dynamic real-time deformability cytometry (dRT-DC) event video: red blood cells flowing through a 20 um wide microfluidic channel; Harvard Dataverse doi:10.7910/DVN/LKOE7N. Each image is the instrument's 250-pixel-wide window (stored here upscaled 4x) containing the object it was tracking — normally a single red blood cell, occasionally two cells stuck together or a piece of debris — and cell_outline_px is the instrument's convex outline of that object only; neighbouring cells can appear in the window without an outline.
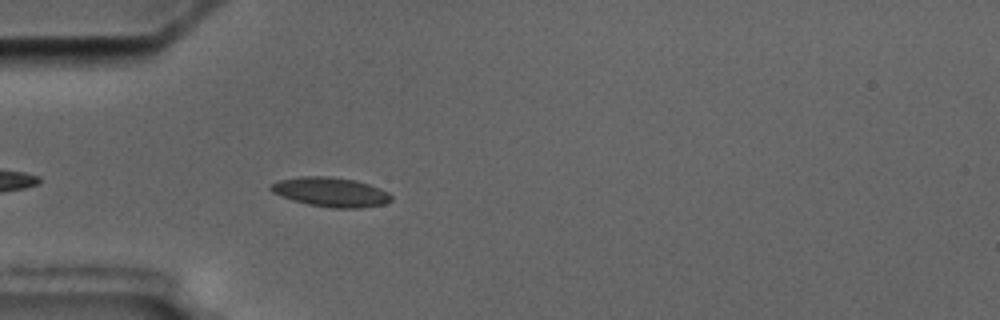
{"species": "common noctule bat (a hibernating species)", "species_latin": "Nyctalus noctula", "temperature_condition": "cold", "stored_images_in_passage": 5, "camera_frame_rate_fps": 3000, "um_per_image_px": 0.085, "animal": {"sex": "male", "body_mass_g": 17.5, "forearm_length_mm": 52.3}, "frame": {"image": 1, "passage_image": 5, "time_ms": 5.667, "image_size_px": [1000, 320], "cell_outline_px": [[392, 200], [384, 204], [360, 208], [332, 208], [308, 204], [292, 200], [280, 196], [272, 192], [268, 188], [272, 184], [280, 180], [300, 176], [328, 176], [356, 180], [380, 188], [388, 192], [392, 196]], "centroid_in_image_um": [28.11, 16.32], "position_along_channel_um": 56.9, "area_um2": 20.69}}